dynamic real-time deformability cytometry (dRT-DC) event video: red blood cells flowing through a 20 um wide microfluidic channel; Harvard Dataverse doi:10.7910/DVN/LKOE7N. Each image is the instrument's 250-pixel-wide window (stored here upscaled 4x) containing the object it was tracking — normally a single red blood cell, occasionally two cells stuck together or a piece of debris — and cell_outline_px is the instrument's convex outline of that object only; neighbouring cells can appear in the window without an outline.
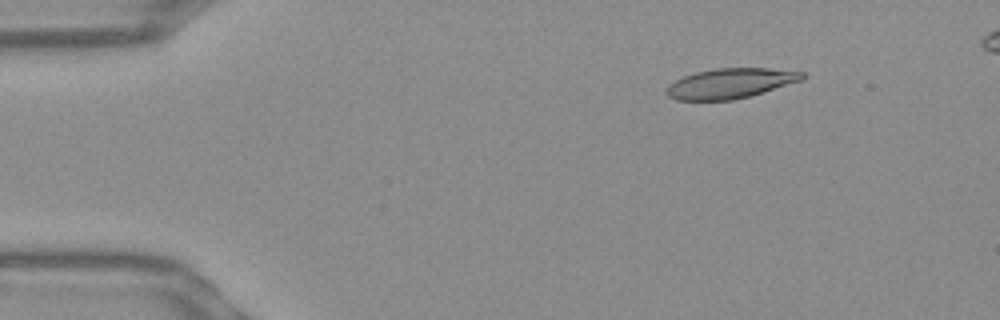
{"species": "Egyptian fruit bat (a non-hibernating species)", "species_latin": "Rousettus aegyptiacus", "temperature_condition": "warm", "stored_images_in_passage": 51, "camera_frame_rate_fps": 3000, "um_per_image_px": 0.085, "frame": {"image": 1, "passage_image": 7, "time_ms": 2.0, "image_size_px": [1000, 320], "cell_outline_px": [[808, 76], [804, 80], [748, 96], [732, 100], [676, 100], [668, 96], [664, 92], [668, 84], [684, 76], [696, 72], [716, 68], [768, 68], [804, 72]], "centroid_in_image_um": [62.08, 7.08], "position_along_channel_um": 22.9, "area_um2": 23.81}}
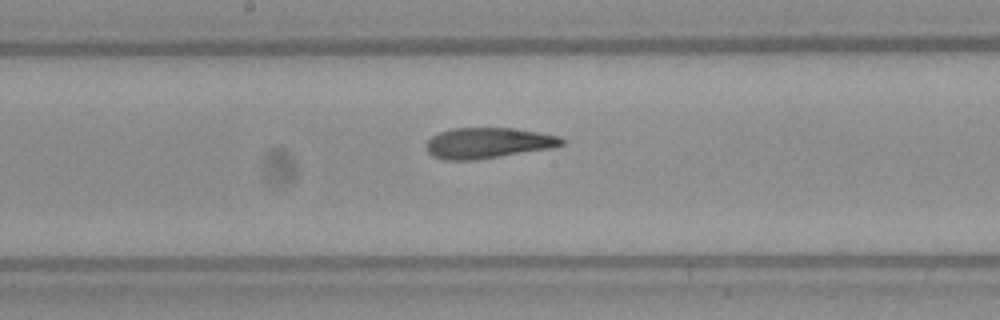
{"frame": {"image": 2, "passage_image": 27, "time_ms": 8.667, "image_size_px": [1000, 320], "cell_outline_px": [[564, 144], [548, 148], [476, 160], [444, 160], [432, 156], [428, 152], [428, 140], [432, 136], [440, 132], [452, 128], [512, 128], [560, 136], [564, 140]], "centroid_in_image_um": [41.45, 12.15], "position_along_channel_um": 206.8, "area_um2": 23.87}}
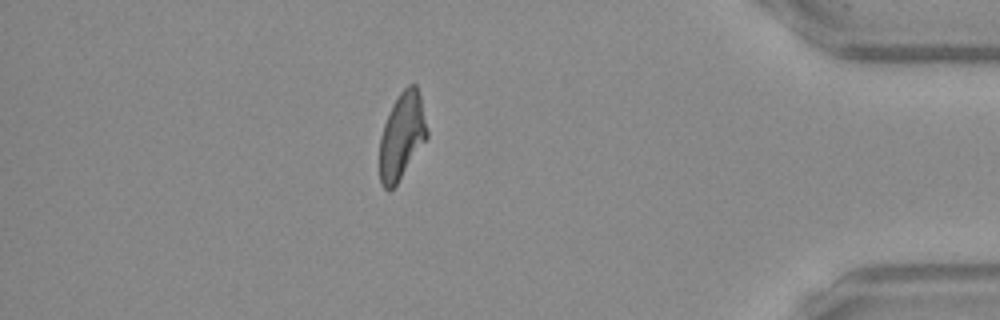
{"frame": {"image": 3, "passage_image": 45, "time_ms": 14.667, "image_size_px": [1000, 320], "cell_outline_px": [[428, 136], [396, 184], [388, 192], [380, 184], [380, 136], [384, 124], [392, 104], [400, 92], [408, 84], [416, 84], [420, 96], [428, 132]], "centroid_in_image_um": [34.14, 11.54], "position_along_channel_um": 401.1, "area_um2": 23.58}}